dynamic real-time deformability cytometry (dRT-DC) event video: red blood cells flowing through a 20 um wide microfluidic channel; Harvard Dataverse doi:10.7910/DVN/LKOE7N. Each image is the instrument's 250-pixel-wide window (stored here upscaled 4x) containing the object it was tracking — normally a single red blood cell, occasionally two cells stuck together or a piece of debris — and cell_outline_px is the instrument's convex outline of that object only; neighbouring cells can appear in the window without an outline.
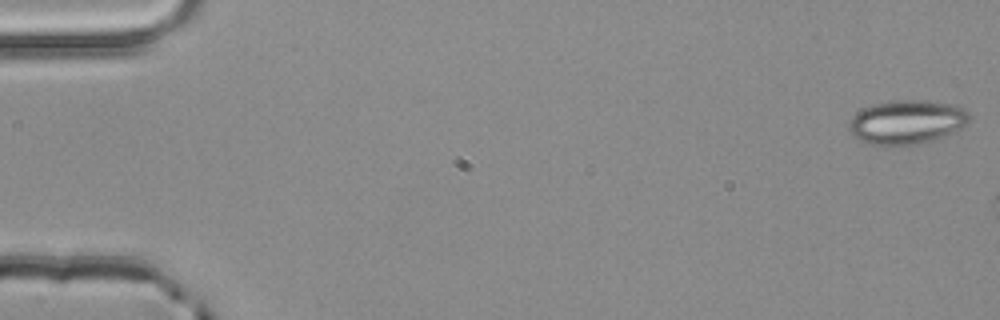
{"species": "common noctule bat (a hibernating species)", "species_latin": "Nyctalus noctula", "temperature_condition": "room temperature", "stored_images_in_passage": 2, "camera_frame_rate_fps": 3000, "um_per_image_px": 0.085, "animal": {"sex": "male", "body_mass_g": 20.4}, "frame": {"image": 1, "passage_image": 1, "time_ms": 0.0, "image_size_px": [1000, 320], "cell_outline_px": [[972, 116], [964, 124], [952, 132], [944, 136], [920, 144], [872, 144], [860, 140], [848, 132], [848, 124], [852, 116], [856, 112], [864, 108], [876, 104], [896, 100], [924, 100], [944, 104], [960, 108], [968, 112]], "centroid_in_image_um": [77.02, 10.37], "position_along_channel_um": 8.0, "area_um2": 30.17}}